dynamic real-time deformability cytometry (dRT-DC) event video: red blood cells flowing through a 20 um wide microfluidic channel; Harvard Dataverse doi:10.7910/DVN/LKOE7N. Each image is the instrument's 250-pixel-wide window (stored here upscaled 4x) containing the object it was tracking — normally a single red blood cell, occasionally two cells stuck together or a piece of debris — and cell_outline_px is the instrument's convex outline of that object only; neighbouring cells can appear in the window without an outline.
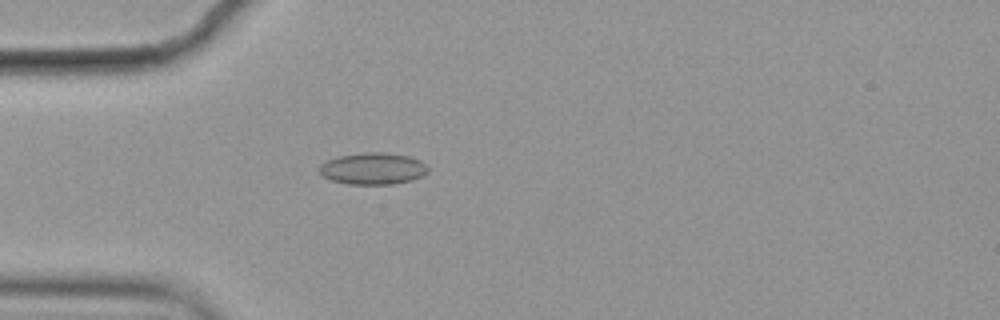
{"species": "common noctule bat (a hibernating species)", "species_latin": "Nyctalus noctula", "temperature_condition": "cold", "stored_images_in_passage": 3, "camera_frame_rate_fps": 3000, "um_per_image_px": 0.085, "animal": {"sex": "female", "body_mass_g": 19.9}, "frame": {"image": 1, "passage_image": 3, "time_ms": 0.667, "image_size_px": [1000, 320], "cell_outline_px": [[428, 172], [412, 180], [392, 184], [348, 184], [332, 180], [320, 176], [320, 164], [328, 160], [340, 156], [364, 152], [384, 152], [408, 156], [420, 160], [428, 168]], "centroid_in_image_um": [31.68, 14.33], "position_along_channel_um": 53.3, "area_um2": 20.0}}